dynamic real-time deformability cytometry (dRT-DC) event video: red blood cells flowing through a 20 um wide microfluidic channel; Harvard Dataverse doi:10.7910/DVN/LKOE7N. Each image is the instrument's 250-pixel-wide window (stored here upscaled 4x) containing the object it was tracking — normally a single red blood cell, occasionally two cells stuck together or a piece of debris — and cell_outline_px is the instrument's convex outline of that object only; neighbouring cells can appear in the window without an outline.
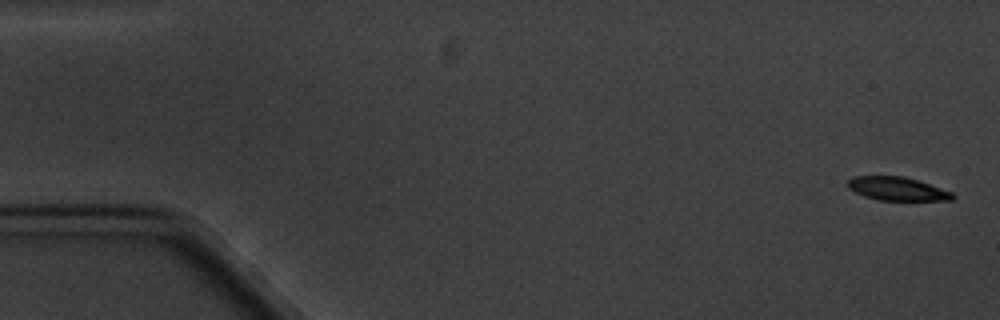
{"species": "common noctule bat (a hibernating species)", "species_latin": "Nyctalus noctula", "temperature_condition": "cold", "stored_images_in_passage": 11, "camera_frame_rate_fps": 3000, "um_per_image_px": 0.085, "animal": {"sex": "male", "body_mass_g": 20.1, "forearm_length_mm": 53.5}, "frame": {"image": 1, "passage_image": 1, "time_ms": 0.0, "image_size_px": [1000, 320], "cell_outline_px": [[956, 196], [952, 200], [880, 200], [864, 196], [848, 188], [848, 180], [852, 176], [904, 176], [952, 192]], "centroid_in_image_um": [76.25, 16.04], "position_along_channel_um": 8.8, "area_um2": 14.16}}
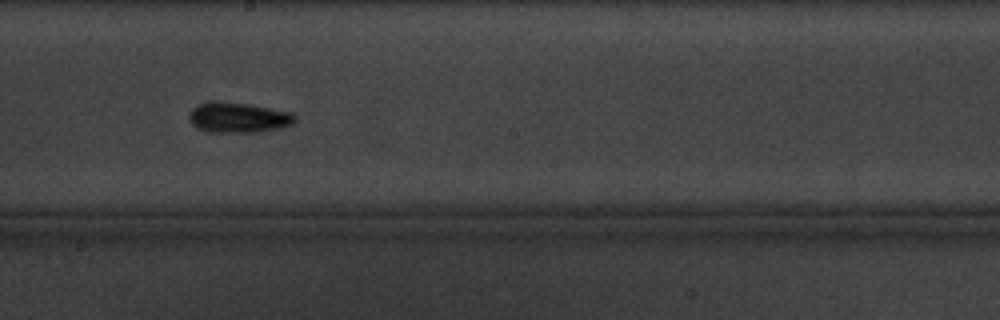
{"frame": {"image": 2, "passage_image": 10, "time_ms": 10.333, "image_size_px": [1000, 320], "cell_outline_px": [[296, 120], [292, 124], [280, 128], [256, 132], [216, 132], [200, 128], [192, 124], [188, 116], [192, 108], [200, 104], [244, 104], [292, 112], [296, 116]], "centroid_in_image_um": [20.33, 10.03], "position_along_channel_um": 227.9, "area_um2": 17.74}}
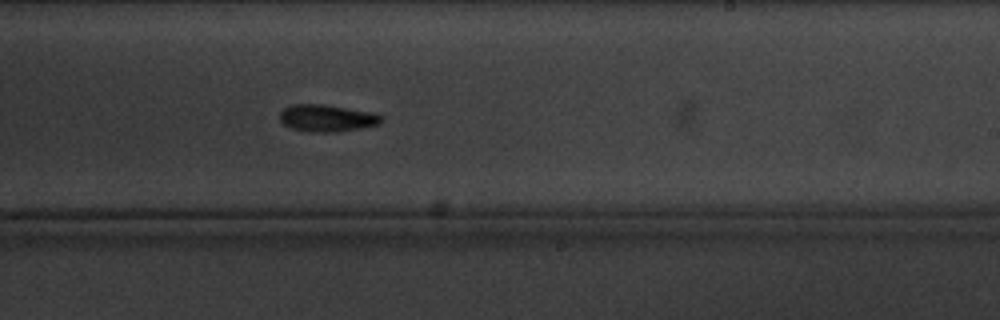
{"frame": {"image": 3, "passage_image": 11, "time_ms": 11.333, "image_size_px": [1000, 320], "cell_outline_px": [[384, 120], [380, 124], [360, 128], [332, 132], [308, 132], [292, 128], [284, 124], [280, 120], [280, 112], [284, 108], [292, 104], [324, 104], [376, 112], [384, 116]], "centroid_in_image_um": [27.84, 10.03], "position_along_channel_um": 261.2, "area_um2": 16.24}}